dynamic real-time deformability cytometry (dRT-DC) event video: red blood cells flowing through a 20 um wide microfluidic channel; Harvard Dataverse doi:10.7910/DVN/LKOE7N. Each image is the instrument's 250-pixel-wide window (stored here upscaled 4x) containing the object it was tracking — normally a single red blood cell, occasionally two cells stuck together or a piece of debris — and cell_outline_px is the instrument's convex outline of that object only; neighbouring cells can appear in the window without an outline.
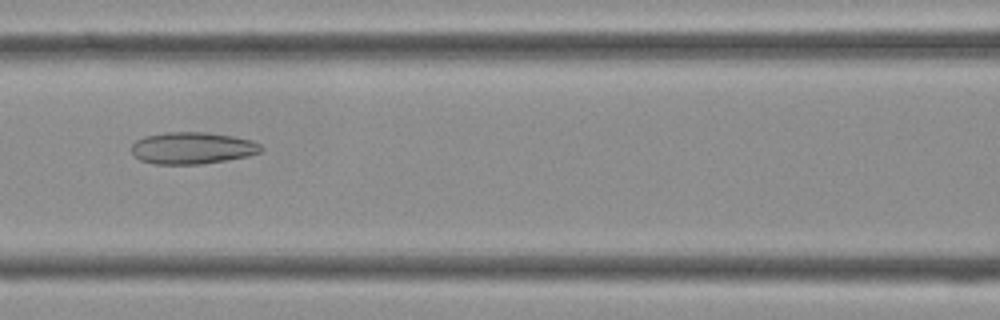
{"species": "Egyptian fruit bat (a non-hibernating species)", "species_latin": "Rousettus aegyptiacus", "temperature_condition": "cold", "stored_images_in_passage": 42, "camera_frame_rate_fps": 3000, "um_per_image_px": 0.085, "frame": {"image": 1, "passage_image": 18, "time_ms": 5.667, "image_size_px": [1000, 320], "cell_outline_px": [[264, 148], [260, 152], [248, 156], [200, 164], [152, 164], [140, 160], [132, 152], [132, 144], [136, 140], [144, 136], [164, 132], [204, 132], [232, 136], [252, 140], [260, 144]], "centroid_in_image_um": [16.34, 12.58], "position_along_channel_um": 150.3, "area_um2": 24.04}}
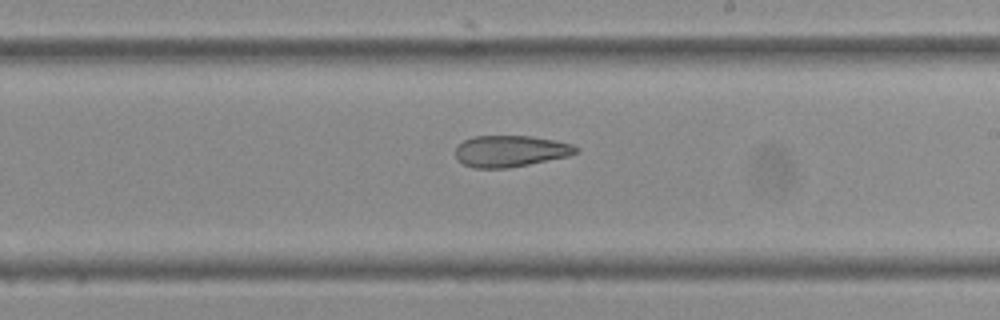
{"frame": {"image": 2, "passage_image": 24, "time_ms": 7.667, "image_size_px": [1000, 320], "cell_outline_px": [[580, 152], [568, 156], [508, 168], [472, 168], [464, 164], [456, 156], [456, 144], [472, 136], [532, 136], [556, 140], [572, 144], [580, 148]], "centroid_in_image_um": [43.4, 12.83], "position_along_channel_um": 245.6, "area_um2": 22.2}}
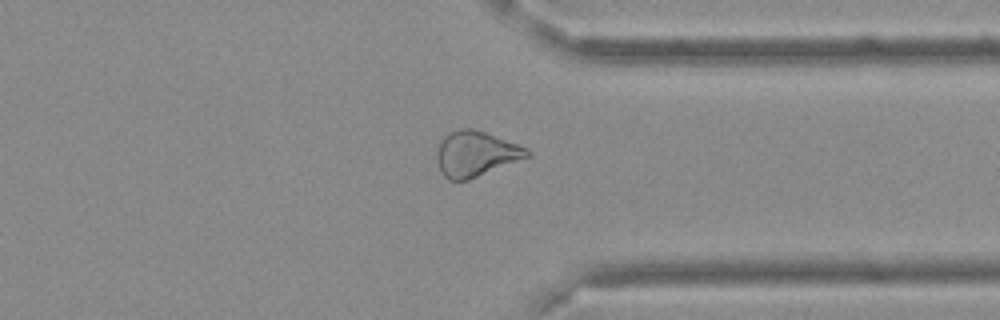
{"frame": {"image": 3, "passage_image": 32, "time_ms": 10.333, "image_size_px": [1000, 320], "cell_outline_px": [[532, 156], [468, 180], [448, 180], [440, 172], [436, 160], [436, 152], [440, 140], [448, 132], [464, 128], [472, 128], [484, 132], [528, 148], [532, 152]], "centroid_in_image_um": [40.43, 13.08], "position_along_channel_um": 371.0, "area_um2": 24.04}}